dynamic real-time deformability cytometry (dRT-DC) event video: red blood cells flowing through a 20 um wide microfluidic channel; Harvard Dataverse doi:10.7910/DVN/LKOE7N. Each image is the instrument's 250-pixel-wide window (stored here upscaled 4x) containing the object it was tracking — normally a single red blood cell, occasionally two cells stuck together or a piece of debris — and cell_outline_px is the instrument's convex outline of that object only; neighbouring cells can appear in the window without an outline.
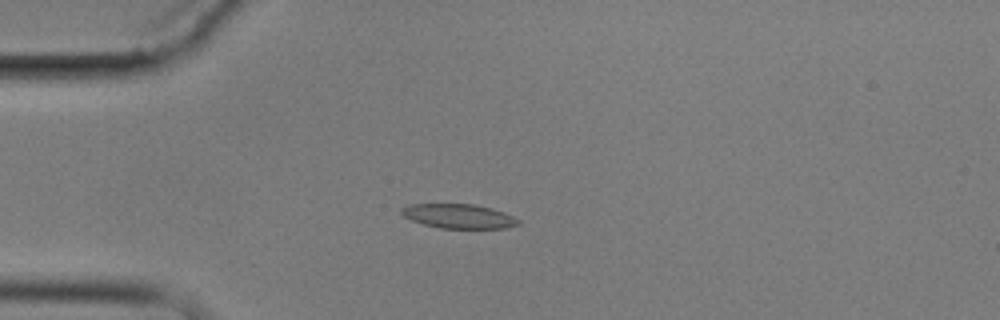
{"species": "common noctule bat (a hibernating species)", "species_latin": "Nyctalus noctula", "temperature_condition": "cold", "stored_images_in_passage": 14, "camera_frame_rate_fps": 3000, "um_per_image_px": 0.085, "animal": {"sex": "male", "body_mass_g": 17.9}, "frame": {"image": 1, "passage_image": 3, "time_ms": 3.333, "image_size_px": [1000, 320], "cell_outline_px": [[520, 224], [504, 228], [440, 228], [424, 224], [412, 220], [404, 216], [400, 212], [400, 208], [408, 204], [472, 204], [492, 208], [504, 212], [520, 220]], "centroid_in_image_um": [38.98, 18.37], "position_along_channel_um": 46.0, "area_um2": 16.53}}
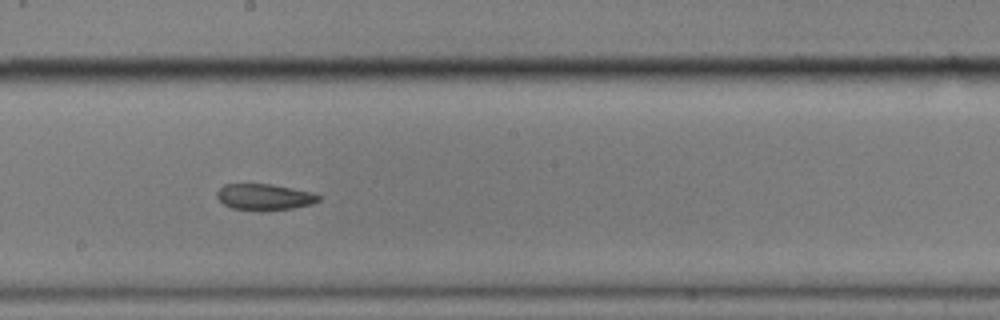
{"frame": {"image": 2, "passage_image": 8, "time_ms": 9.0, "image_size_px": [1000, 320], "cell_outline_px": [[320, 200], [312, 204], [292, 208], [232, 208], [224, 204], [216, 196], [216, 192], [224, 184], [272, 184], [312, 192], [320, 196]], "centroid_in_image_um": [22.48, 16.69], "position_along_channel_um": 225.7, "area_um2": 14.85}}
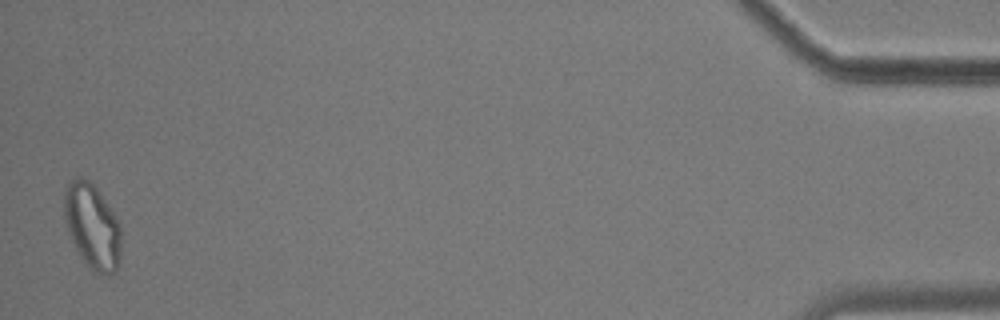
{"frame": {"image": 3, "passage_image": 14, "time_ms": 17.333, "image_size_px": [1000, 320], "cell_outline_px": [[120, 256], [116, 268], [112, 272], [104, 276], [92, 272], [88, 268], [80, 256], [68, 232], [64, 220], [64, 188], [72, 180], [80, 176], [88, 180], [96, 188], [116, 216], [120, 224]], "centroid_in_image_um": [7.82, 19.25], "position_along_channel_um": 427.4, "area_um2": 28.21}}